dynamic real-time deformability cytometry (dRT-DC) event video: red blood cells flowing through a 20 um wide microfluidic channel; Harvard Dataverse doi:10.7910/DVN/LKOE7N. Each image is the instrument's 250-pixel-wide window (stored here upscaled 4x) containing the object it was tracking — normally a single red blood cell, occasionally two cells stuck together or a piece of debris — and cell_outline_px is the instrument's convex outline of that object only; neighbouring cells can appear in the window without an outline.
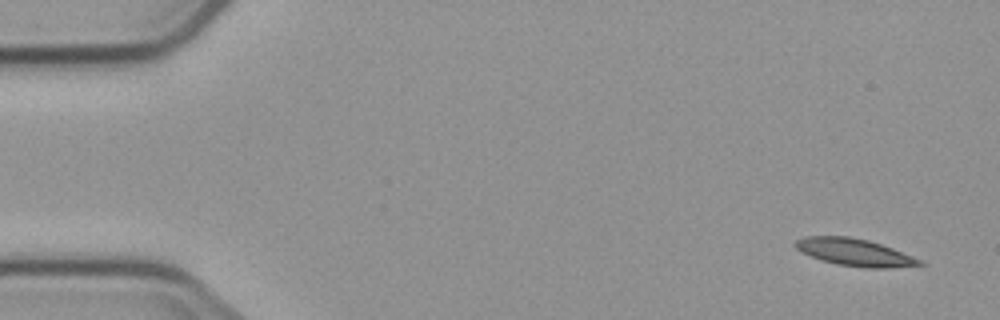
{"species": "common noctule bat (a hibernating species)", "species_latin": "Nyctalus noctula", "temperature_condition": "cold", "stored_images_in_passage": 3, "camera_frame_rate_fps": 3000, "um_per_image_px": 0.085, "animal": {"sex": "male", "body_mass_g": 23.1, "forearm_length_mm": 52.7}, "frame": {"image": 1, "passage_image": 1, "time_ms": 0.0, "image_size_px": [1000, 320], "cell_outline_px": [[928, 264], [888, 268], [868, 268], [836, 264], [812, 256], [796, 248], [792, 244], [796, 240], [804, 236], [848, 236], [868, 240], [892, 248], [912, 256]], "centroid_in_image_um": [72.64, 21.44], "position_along_channel_um": 12.4, "area_um2": 19.48}}